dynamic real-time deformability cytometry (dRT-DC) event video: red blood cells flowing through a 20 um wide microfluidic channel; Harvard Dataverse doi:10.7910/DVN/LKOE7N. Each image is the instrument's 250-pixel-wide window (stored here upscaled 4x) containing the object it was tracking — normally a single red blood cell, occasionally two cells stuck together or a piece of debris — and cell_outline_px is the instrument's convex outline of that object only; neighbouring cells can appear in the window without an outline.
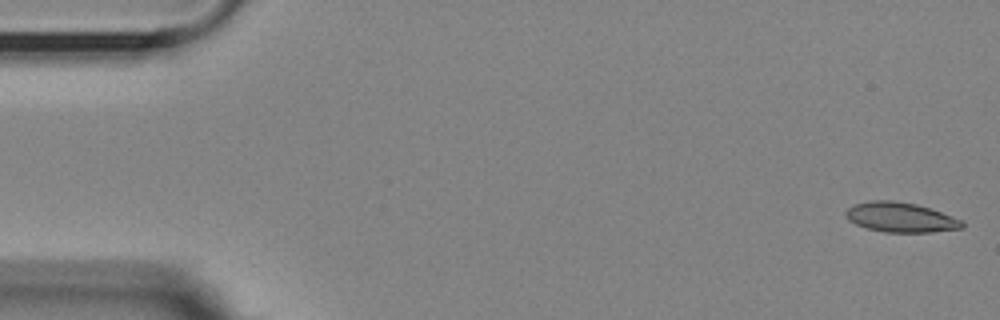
{"species": "Egyptian fruit bat (a non-hibernating species)", "species_latin": "Rousettus aegyptiacus", "temperature_condition": "room temperature", "stored_images_in_passage": 56, "segment_of_instrument_passage": [1, 2], "camera_frame_rate_fps": 3000, "um_per_image_px": 0.085, "animal": {"sex": "female"}, "frame": {"image": 1, "passage_image": 1, "time_ms": 0.0, "image_size_px": [1000, 320], "cell_outline_px": [[964, 228], [932, 232], [884, 232], [868, 228], [856, 224], [848, 220], [844, 212], [848, 208], [856, 204], [872, 200], [892, 200], [916, 204], [940, 212], [960, 220], [964, 224]], "centroid_in_image_um": [76.52, 18.47], "position_along_channel_um": 8.5, "area_um2": 19.94}}
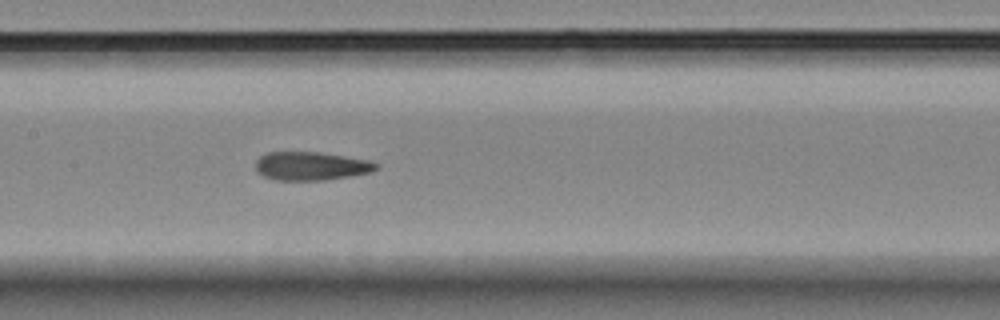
{"frame": {"image": 2, "passage_image": 26, "time_ms": 8.333, "image_size_px": [1000, 320], "cell_outline_px": [[380, 168], [368, 172], [348, 176], [324, 180], [276, 180], [264, 176], [256, 172], [256, 160], [260, 156], [268, 152], [320, 152], [368, 160], [380, 164]], "centroid_in_image_um": [26.42, 14.11], "position_along_channel_um": 181.0, "area_um2": 19.94}}
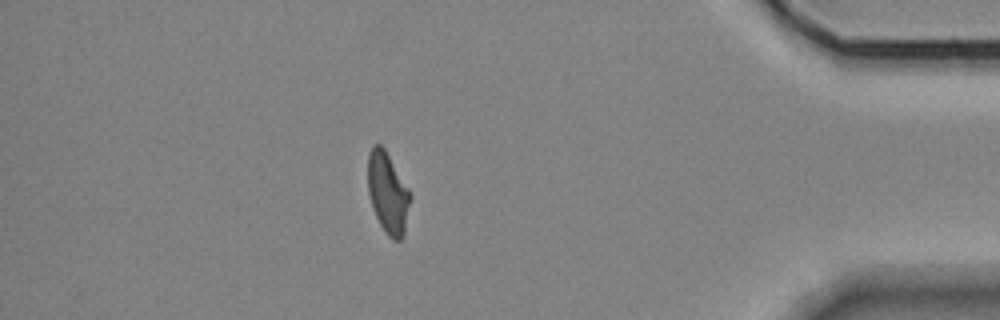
{"frame": {"image": 3, "passage_image": 48, "time_ms": 15.667, "image_size_px": [1000, 320], "cell_outline_px": [[412, 196], [404, 236], [400, 240], [392, 240], [384, 232], [372, 208], [368, 192], [368, 152], [372, 144], [380, 144], [384, 148], [408, 188]], "centroid_in_image_um": [32.96, 16.42], "position_along_channel_um": 402.2, "area_um2": 20.23}}